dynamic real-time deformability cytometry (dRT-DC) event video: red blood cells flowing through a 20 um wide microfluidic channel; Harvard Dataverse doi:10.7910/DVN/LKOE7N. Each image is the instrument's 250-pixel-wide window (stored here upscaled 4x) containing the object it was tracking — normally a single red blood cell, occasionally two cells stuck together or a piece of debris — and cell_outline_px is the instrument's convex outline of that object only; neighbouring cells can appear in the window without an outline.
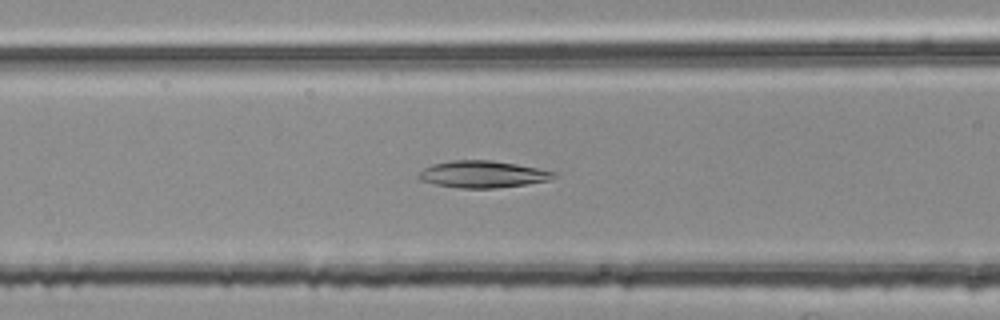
{"species": "common noctule bat (a hibernating species)", "species_latin": "Nyctalus noctula", "temperature_condition": "room temperature", "stored_images_in_passage": 36, "camera_frame_rate_fps": 3000, "um_per_image_px": 0.085, "animal": {"sex": "female", "body_mass_g": 25.1}, "frame": {"image": 1, "passage_image": 5, "time_ms": 1.333, "image_size_px": [1000, 320], "cell_outline_px": [[556, 176], [548, 180], [524, 184], [496, 188], [460, 188], [436, 184], [420, 180], [416, 176], [424, 168], [432, 164], [452, 160], [488, 160], [516, 164], [556, 172]], "centroid_in_image_um": [40.99, 14.81], "position_along_channel_um": 125.6, "area_um2": 20.92}}
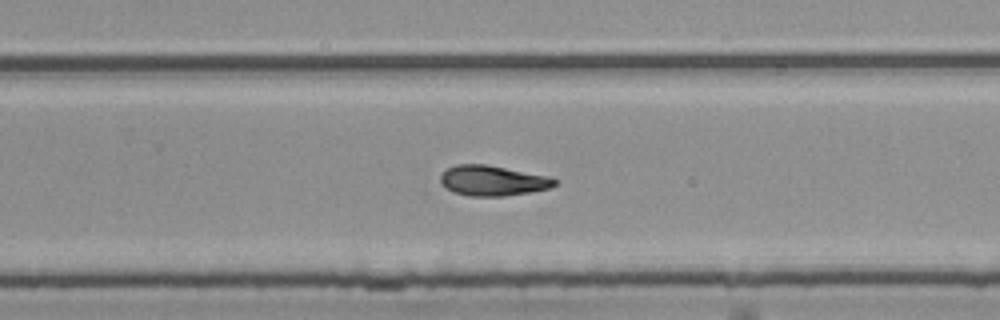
{"frame": {"image": 2, "passage_image": 18, "time_ms": 5.667, "image_size_px": [1000, 320], "cell_outline_px": [[556, 184], [552, 188], [532, 192], [504, 196], [468, 196], [452, 192], [440, 184], [440, 176], [448, 168], [456, 164], [488, 164], [548, 176], [556, 180]], "centroid_in_image_um": [41.87, 15.36], "position_along_channel_um": 287.9, "area_um2": 20.35}}
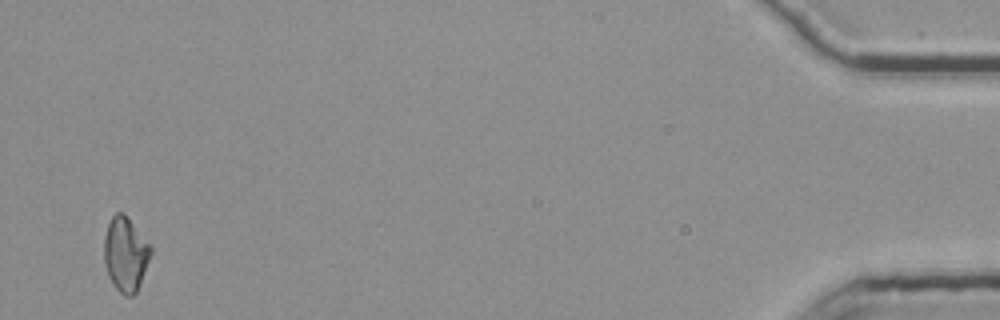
{"frame": {"image": 3, "passage_image": 36, "time_ms": 11.667, "image_size_px": [1000, 320], "cell_outline_px": [[152, 252], [136, 292], [132, 296], [124, 296], [112, 284], [108, 276], [104, 260], [104, 236], [108, 224], [112, 216], [116, 212], [124, 212], [152, 248]], "centroid_in_image_um": [10.65, 21.6], "position_along_channel_um": 424.6, "area_um2": 20.06}}